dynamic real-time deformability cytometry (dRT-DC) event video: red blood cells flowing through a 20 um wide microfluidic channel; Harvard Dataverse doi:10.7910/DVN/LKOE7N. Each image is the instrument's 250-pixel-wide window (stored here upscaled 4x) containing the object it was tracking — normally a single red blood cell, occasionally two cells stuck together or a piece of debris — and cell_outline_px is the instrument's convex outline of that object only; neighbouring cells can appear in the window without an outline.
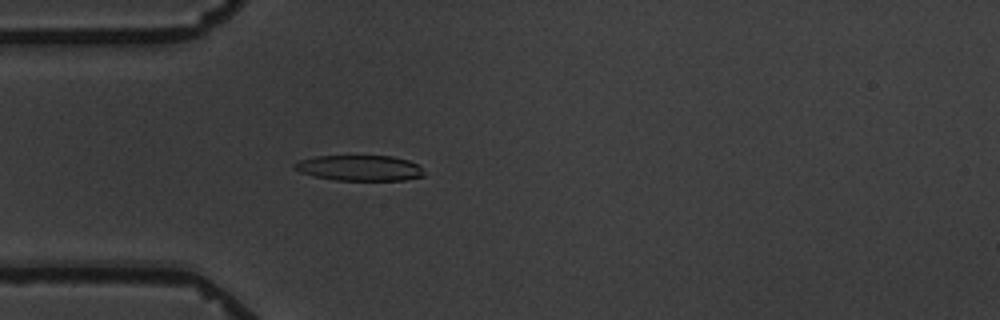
{"species": "common noctule bat (a hibernating species)", "species_latin": "Nyctalus noctula", "temperature_condition": "warm", "stored_images_in_passage": 4, "camera_frame_rate_fps": 3000, "um_per_image_px": 0.085, "animal": {"sex": "male", "body_mass_g": 19.5, "forearm_length_mm": 54.6}, "frame": {"image": 1, "passage_image": 4, "time_ms": 3.333, "image_size_px": [1000, 320], "cell_outline_px": [[424, 176], [404, 180], [336, 180], [312, 176], [300, 172], [292, 168], [292, 164], [300, 160], [316, 156], [392, 156], [408, 160], [420, 164], [424, 172]], "centroid_in_image_um": [30.57, 14.28], "position_along_channel_um": 54.4, "area_um2": 19.48}}